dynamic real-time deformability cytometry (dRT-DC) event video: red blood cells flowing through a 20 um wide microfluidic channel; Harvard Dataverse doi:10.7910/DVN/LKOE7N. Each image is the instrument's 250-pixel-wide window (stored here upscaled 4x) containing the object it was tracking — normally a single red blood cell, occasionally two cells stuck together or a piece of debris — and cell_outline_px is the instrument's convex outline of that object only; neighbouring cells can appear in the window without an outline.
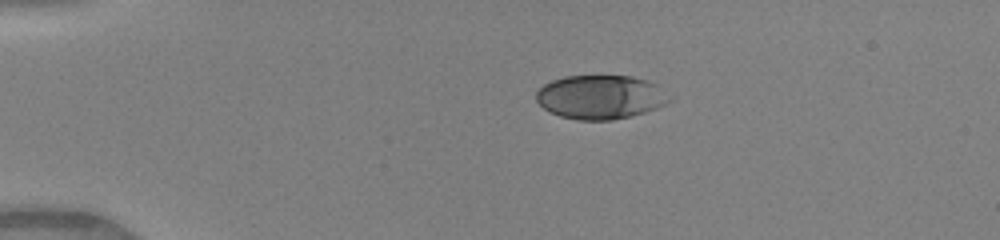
{"species": "human", "species_latin": "Homo sapiens", "temperature_condition": "warm", "stored_images_in_passage": 40, "camera_frame_rate_fps": 3000, "um_per_image_px": 0.085, "donor": {"sex": "female"}, "frame": {"image": 1, "passage_image": 1, "time_ms": 0.0, "image_size_px": [1000, 240], "cell_outline_px": [[676, 96], [672, 100], [656, 108], [632, 116], [612, 120], [576, 120], [560, 116], [548, 112], [536, 100], [536, 92], [544, 84], [552, 80], [564, 76], [632, 76], [648, 80], [656, 84]], "centroid_in_image_um": [51.09, 8.25], "position_along_channel_um": 33.9, "area_um2": 34.56}}
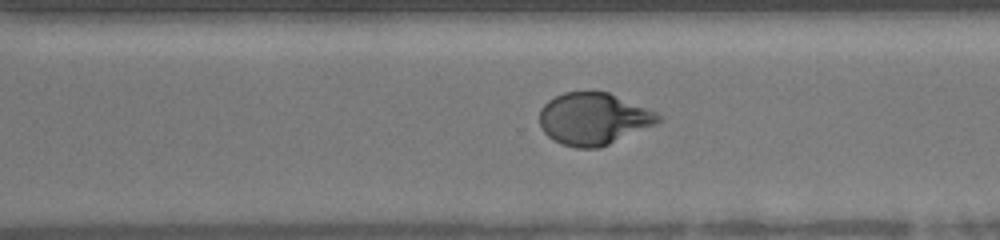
{"frame": {"image": 2, "passage_image": 26, "time_ms": 8.333, "image_size_px": [1000, 240], "cell_outline_px": [[664, 120], [656, 124], [600, 148], [576, 148], [552, 140], [544, 132], [540, 124], [540, 108], [548, 100], [564, 92], [608, 92], [648, 108], [664, 116]], "centroid_in_image_um": [50.47, 10.1], "position_along_channel_um": 320.1, "area_um2": 36.07}}
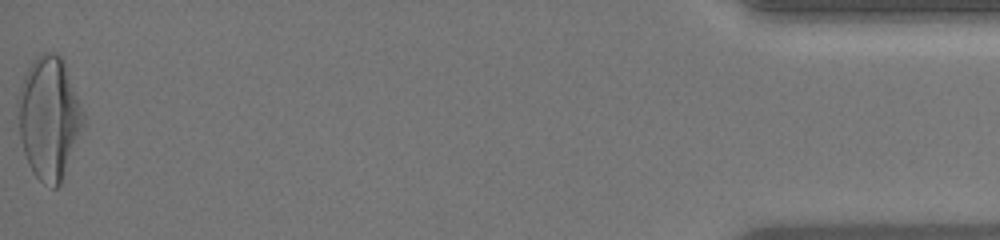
{"frame": {"image": 3, "passage_image": 40, "time_ms": 13.0, "image_size_px": [1000, 240], "cell_outline_px": [[84, 124], [60, 184], [56, 188], [52, 188], [44, 184], [32, 172], [28, 164], [24, 152], [20, 136], [16, 116], [16, 96], [24, 76], [32, 60], [44, 52], [56, 52], [64, 60], [84, 112]], "centroid_in_image_um": [4.14, 9.99], "position_along_channel_um": 431.1, "area_um2": 46.99}, "authors_computed_cell_mechanics": {"area_um2": 36.0383, "velocity_mm_per_s": 4.1412, "shape_relaxation_time_tau1_ms": 3.9987, "shape_relaxation_time_tau2_ms": null, "deformation_change_tau1": 0.1985, "deformation_change_tau2": null}}